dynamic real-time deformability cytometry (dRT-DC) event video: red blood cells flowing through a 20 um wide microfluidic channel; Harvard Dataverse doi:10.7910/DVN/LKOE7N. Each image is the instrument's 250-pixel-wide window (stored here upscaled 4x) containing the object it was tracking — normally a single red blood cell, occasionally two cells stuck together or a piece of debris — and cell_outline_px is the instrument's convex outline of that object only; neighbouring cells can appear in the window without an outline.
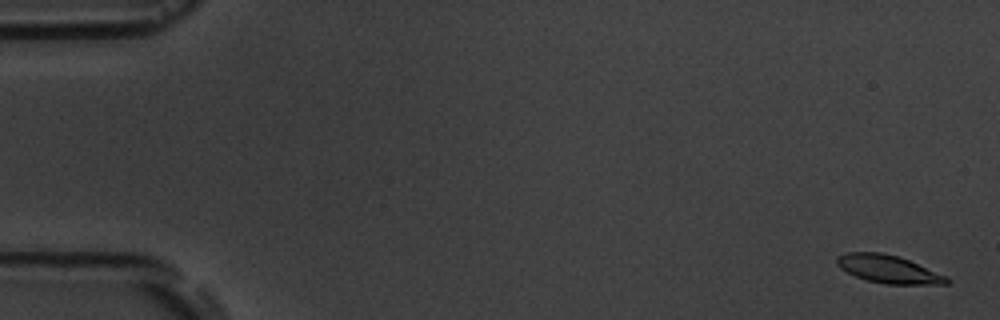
{"species": "common noctule bat (a hibernating species)", "species_latin": "Nyctalus noctula", "temperature_condition": "room temperature", "stored_images_in_passage": 5, "camera_frame_rate_fps": 3000, "um_per_image_px": 0.085, "animal": {"sex": "male", "body_mass_g": 19.5, "forearm_length_mm": 54.6}, "frame": {"image": 1, "passage_image": 1, "time_ms": 0.0, "image_size_px": [1000, 320], "cell_outline_px": [[952, 280], [948, 284], [884, 284], [868, 280], [856, 276], [840, 268], [836, 264], [836, 256], [848, 252], [880, 252], [900, 256], [948, 276]], "centroid_in_image_um": [75.55, 22.87], "position_along_channel_um": 9.4, "area_um2": 18.03}}